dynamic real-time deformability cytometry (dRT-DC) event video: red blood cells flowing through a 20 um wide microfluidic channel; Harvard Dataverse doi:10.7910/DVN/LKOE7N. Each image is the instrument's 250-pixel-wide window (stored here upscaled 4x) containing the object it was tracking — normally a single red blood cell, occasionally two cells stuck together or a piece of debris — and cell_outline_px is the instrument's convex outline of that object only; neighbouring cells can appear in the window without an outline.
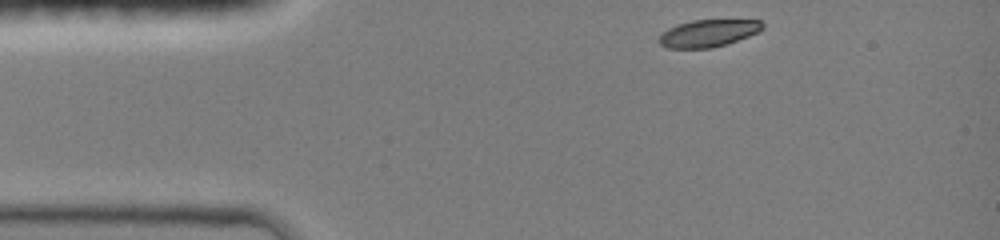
{"species": "common noctule bat (a hibernating species)", "species_latin": "Nyctalus noctula", "temperature_condition": "room temperature", "stored_images_in_passage": 31, "camera_frame_rate_fps": 3000, "um_per_image_px": 0.085, "animal": {"sex": "female", "body_mass_g": 19.0, "forearm_length_mm": 51.5}, "frame": {"image": 1, "passage_image": 1, "time_ms": 0.0, "image_size_px": [1000, 240], "cell_outline_px": [[764, 28], [760, 32], [728, 44], [712, 48], [668, 48], [660, 44], [656, 40], [668, 28], [676, 24], [692, 20], [760, 20], [764, 24]], "centroid_in_image_um": [60.22, 2.82], "position_along_channel_um": 24.8, "area_um2": 16.65}}
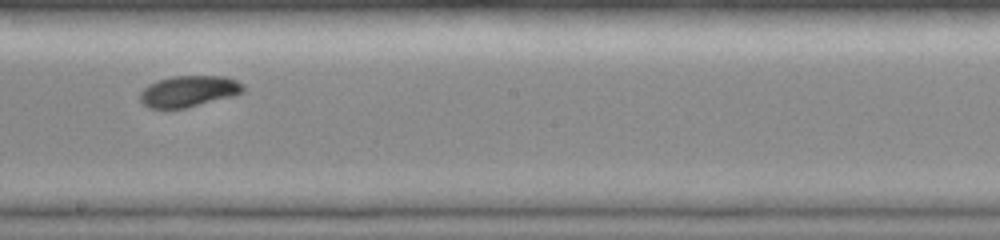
{"frame": {"image": 2, "passage_image": 18, "time_ms": 6.333, "image_size_px": [1000, 240], "cell_outline_px": [[244, 92], [236, 96], [184, 108], [148, 108], [140, 100], [140, 92], [148, 84], [156, 80], [172, 76], [224, 76], [236, 80], [244, 84]], "centroid_in_image_um": [16.07, 7.75], "position_along_channel_um": 232.1, "area_um2": 18.96}}
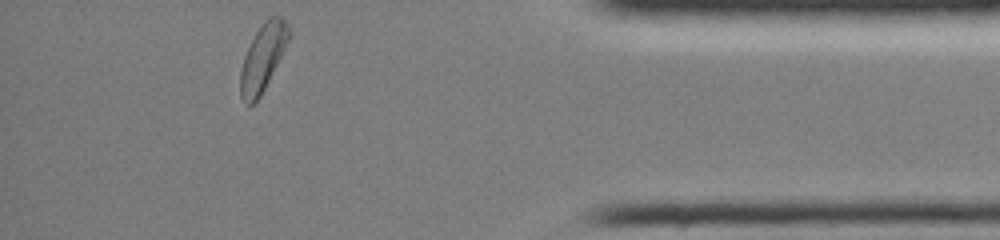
{"frame": {"image": 3, "passage_image": 31, "time_ms": 11.333, "image_size_px": [1000, 240], "cell_outline_px": [[292, 36], [260, 96], [248, 108], [244, 104], [240, 96], [240, 72], [244, 56], [256, 32], [264, 20], [268, 16], [280, 16], [288, 24], [292, 32]], "centroid_in_image_um": [22.36, 4.88], "position_along_channel_um": 412.8, "area_um2": 19.02}, "authors_computed_cell_mechanics": {"area_um2": 18.8428, "velocity_mm_per_s": 4.1392, "shape_relaxation_time_tau1_ms": 2.6075, "shape_relaxation_time_tau2_ms": null, "deformation_change_tau1": 0.1129, "deformation_change_tau2": null}}